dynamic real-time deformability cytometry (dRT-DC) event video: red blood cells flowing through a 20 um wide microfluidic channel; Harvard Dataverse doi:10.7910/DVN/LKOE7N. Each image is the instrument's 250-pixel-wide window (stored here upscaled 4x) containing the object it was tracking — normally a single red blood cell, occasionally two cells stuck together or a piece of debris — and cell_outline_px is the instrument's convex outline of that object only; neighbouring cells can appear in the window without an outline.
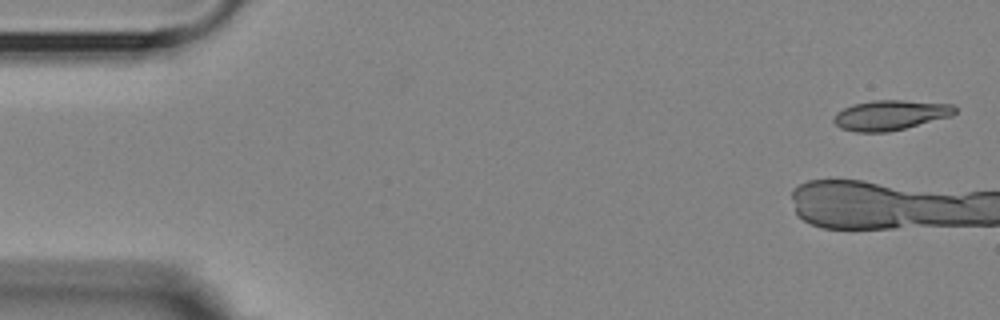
{"species": "Egyptian fruit bat (a non-hibernating species)", "species_latin": "Rousettus aegyptiacus", "temperature_condition": "room temperature", "stored_images_in_passage": 5, "camera_frame_rate_fps": 3000, "um_per_image_px": 0.085, "animal": {"sex": "female"}, "frame": {"image": 1, "passage_image": 1, "time_ms": 0.0, "image_size_px": [1000, 320], "cell_outline_px": [[956, 112], [952, 116], [888, 132], [856, 132], [840, 128], [832, 120], [836, 112], [852, 104], [872, 100], [904, 100], [952, 104], [956, 108]], "centroid_in_image_um": [75.66, 9.78], "position_along_channel_um": 9.3, "area_um2": 21.21}}